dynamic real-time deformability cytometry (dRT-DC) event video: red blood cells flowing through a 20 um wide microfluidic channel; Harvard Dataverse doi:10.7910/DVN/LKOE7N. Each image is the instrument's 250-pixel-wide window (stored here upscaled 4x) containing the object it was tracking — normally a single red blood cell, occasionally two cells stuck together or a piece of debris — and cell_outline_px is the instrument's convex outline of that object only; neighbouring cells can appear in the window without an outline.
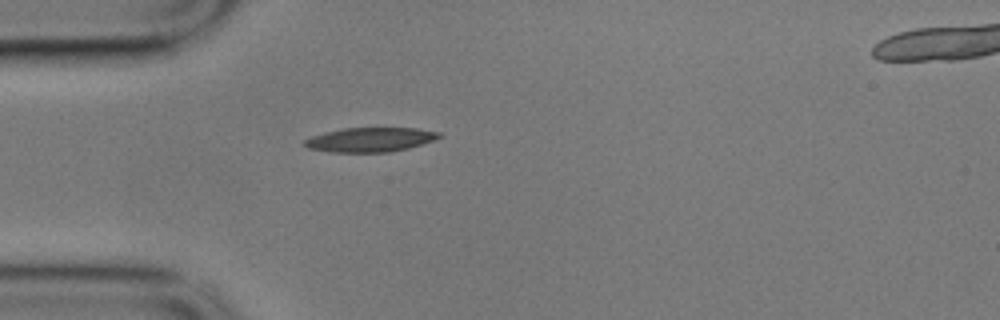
{"species": "common noctule bat (a hibernating species)", "species_latin": "Nyctalus noctula", "temperature_condition": "cold", "stored_images_in_passage": 1, "camera_frame_rate_fps": 3000, "um_per_image_px": 0.085, "animal": {"sex": "male", "body_mass_g": 17.9}, "frame": {"image": 1, "passage_image": 1, "time_ms": 0.0, "image_size_px": [1000, 320], "cell_outline_px": [[444, 136], [408, 148], [388, 152], [332, 152], [308, 148], [304, 144], [304, 140], [312, 136], [324, 132], [344, 128], [416, 128], [440, 132]], "centroid_in_image_um": [31.47, 11.86], "position_along_channel_um": 53.5, "area_um2": 18.96}}